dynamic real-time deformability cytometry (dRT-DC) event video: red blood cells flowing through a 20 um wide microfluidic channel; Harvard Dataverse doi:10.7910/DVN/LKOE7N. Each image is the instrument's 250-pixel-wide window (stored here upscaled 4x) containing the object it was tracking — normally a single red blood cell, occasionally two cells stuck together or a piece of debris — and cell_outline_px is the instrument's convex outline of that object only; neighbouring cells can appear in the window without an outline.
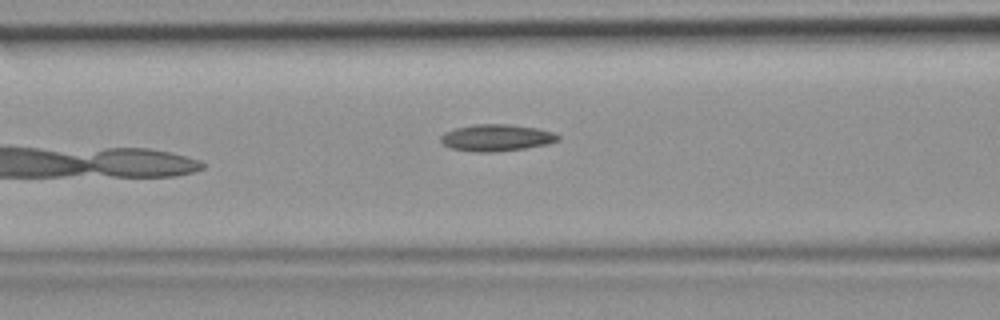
{"species": "common noctule bat (a hibernating species)", "species_latin": "Nyctalus noctula", "temperature_condition": "room temperature", "stored_images_in_passage": 22, "camera_frame_rate_fps": 3000, "um_per_image_px": 0.085, "animal": {"sex": "female", "body_mass_g": 19.9}, "frame": {"image": 1, "passage_image": 4, "time_ms": 1.0, "image_size_px": [1000, 320], "cell_outline_px": [[560, 140], [548, 144], [524, 148], [492, 152], [476, 152], [448, 148], [440, 140], [440, 136], [444, 132], [456, 128], [476, 124], [508, 124], [536, 128], [552, 132], [560, 136]], "centroid_in_image_um": [42.18, 11.71], "position_along_channel_um": 124.4, "area_um2": 18.26}}
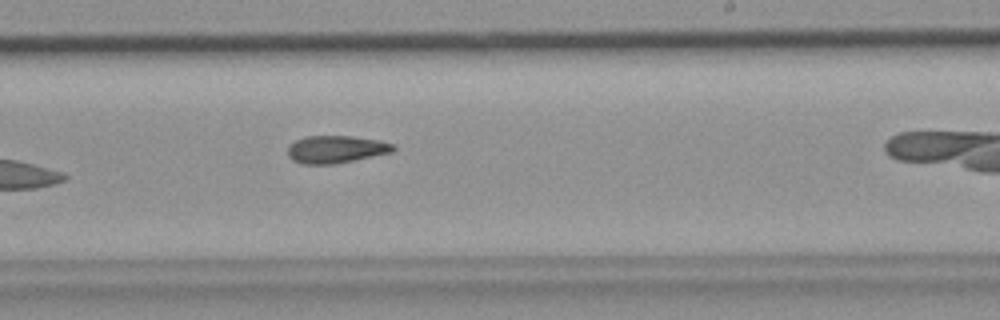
{"frame": {"image": 2, "passage_image": 13, "time_ms": 4.0, "image_size_px": [1000, 320], "cell_outline_px": [[396, 148], [392, 152], [336, 164], [300, 164], [292, 160], [288, 156], [288, 148], [296, 140], [308, 136], [352, 136], [380, 140], [396, 144]], "centroid_in_image_um": [28.59, 12.69], "position_along_channel_um": 260.4, "area_um2": 16.99}}